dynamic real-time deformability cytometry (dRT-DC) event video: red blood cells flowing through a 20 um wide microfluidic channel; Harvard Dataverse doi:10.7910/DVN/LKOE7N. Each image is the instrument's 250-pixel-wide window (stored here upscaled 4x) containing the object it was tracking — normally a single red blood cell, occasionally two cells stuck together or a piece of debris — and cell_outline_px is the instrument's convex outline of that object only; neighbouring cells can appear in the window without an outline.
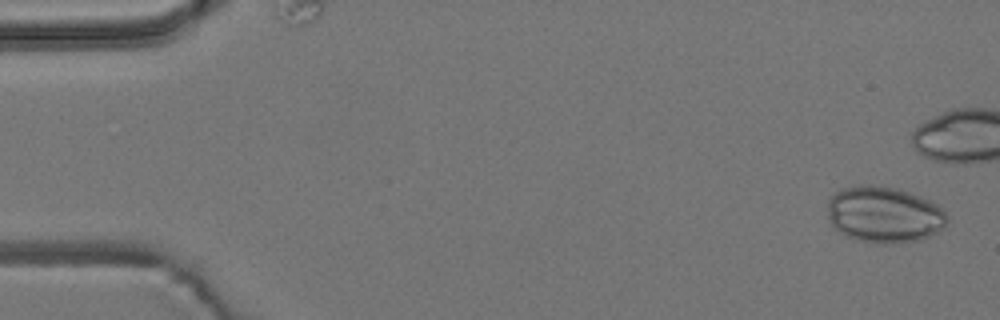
{"species": "common noctule bat (a hibernating species)", "species_latin": "Nyctalus noctula", "temperature_condition": "room temperature", "stored_images_in_passage": 43, "camera_frame_rate_fps": 3000, "um_per_image_px": 0.085, "animal": {"sex": "male", "body_mass_g": 19.2, "forearm_length_mm": 51.8}, "frame": {"image": 1, "passage_image": 2, "time_ms": 0.333, "image_size_px": [1000, 320], "cell_outline_px": [[948, 220], [944, 228], [920, 240], [892, 244], [876, 244], [856, 240], [840, 232], [832, 224], [828, 216], [828, 200], [840, 188], [860, 184], [872, 184], [900, 188], [920, 196], [936, 204], [948, 216]], "centroid_in_image_um": [75.15, 18.23], "position_along_channel_um": 9.9, "area_um2": 39.65}}
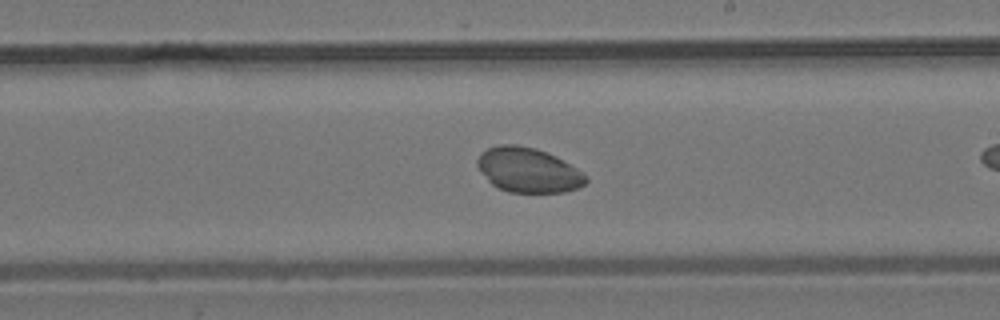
{"frame": {"image": 2, "passage_image": 31, "time_ms": 10.0, "image_size_px": [1000, 320], "cell_outline_px": [[588, 180], [580, 188], [564, 192], [508, 192], [496, 188], [480, 172], [476, 164], [476, 160], [480, 152], [488, 148], [500, 144], [516, 144], [536, 148], [556, 156], [584, 172], [588, 176]], "centroid_in_image_um": [44.89, 14.45], "position_along_channel_um": 244.1, "area_um2": 28.67}}
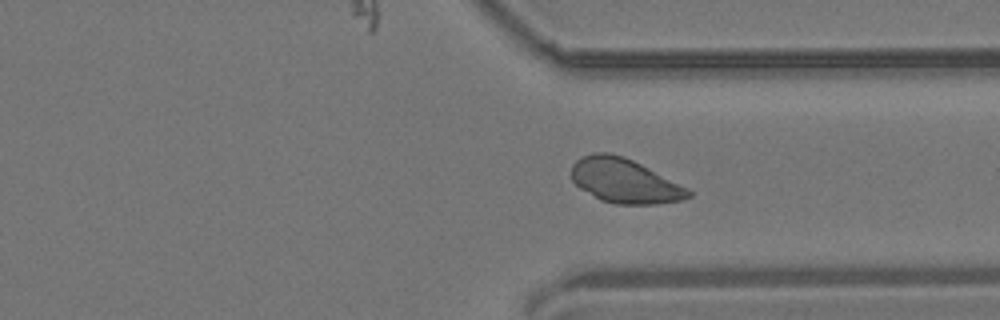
{"frame": {"image": 3, "passage_image": 40, "time_ms": 13.0, "image_size_px": [1000, 320], "cell_outline_px": [[692, 196], [684, 200], [656, 204], [616, 204], [600, 200], [580, 188], [572, 180], [572, 164], [576, 160], [592, 152], [608, 152], [624, 156], [688, 188], [692, 192]], "centroid_in_image_um": [53.09, 15.38], "position_along_channel_um": 358.3, "area_um2": 30.17}}